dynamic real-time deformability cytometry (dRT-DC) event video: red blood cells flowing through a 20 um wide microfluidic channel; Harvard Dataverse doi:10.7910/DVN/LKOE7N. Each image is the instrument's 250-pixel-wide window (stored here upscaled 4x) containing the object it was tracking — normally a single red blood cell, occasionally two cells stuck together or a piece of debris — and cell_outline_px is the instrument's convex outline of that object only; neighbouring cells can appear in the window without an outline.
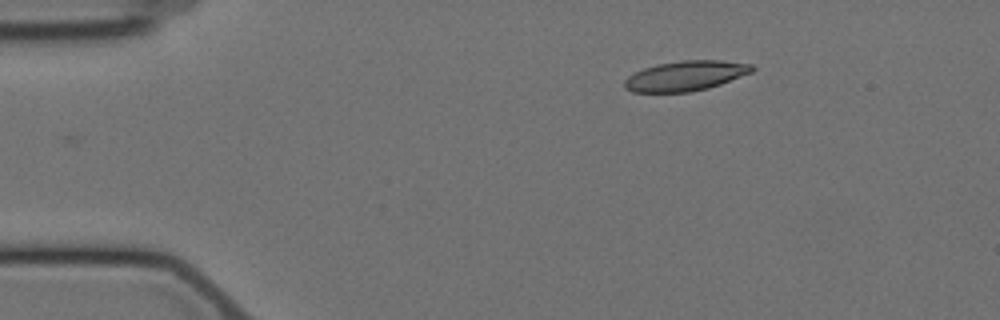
{"species": "Egyptian fruit bat (a non-hibernating species)", "species_latin": "Rousettus aegyptiacus", "temperature_condition": "cold", "stored_images_in_passage": 40, "camera_frame_rate_fps": 3000, "um_per_image_px": 0.085, "animal": {"sex": "female"}, "frame": {"image": 1, "passage_image": 1, "time_ms": 0.0, "image_size_px": [1000, 320], "cell_outline_px": [[756, 68], [752, 72], [720, 84], [708, 88], [692, 92], [632, 92], [624, 88], [624, 80], [628, 76], [644, 68], [656, 64], [680, 60], [720, 60], [752, 64]], "centroid_in_image_um": [58.27, 6.44], "position_along_channel_um": 26.7, "area_um2": 22.37}}
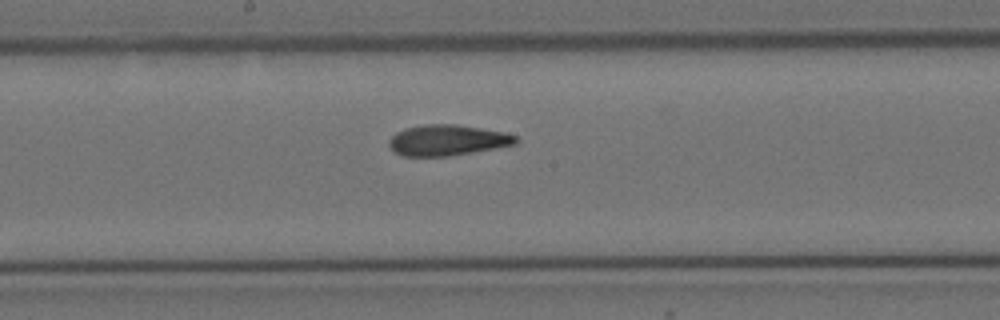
{"frame": {"image": 2, "passage_image": 22, "time_ms": 7.0, "image_size_px": [1000, 320], "cell_outline_px": [[520, 140], [516, 144], [496, 148], [448, 156], [404, 156], [396, 152], [388, 144], [388, 140], [396, 132], [404, 128], [424, 124], [456, 124], [504, 132], [516, 136]], "centroid_in_image_um": [38.03, 11.91], "position_along_channel_um": 210.2, "area_um2": 22.72}}
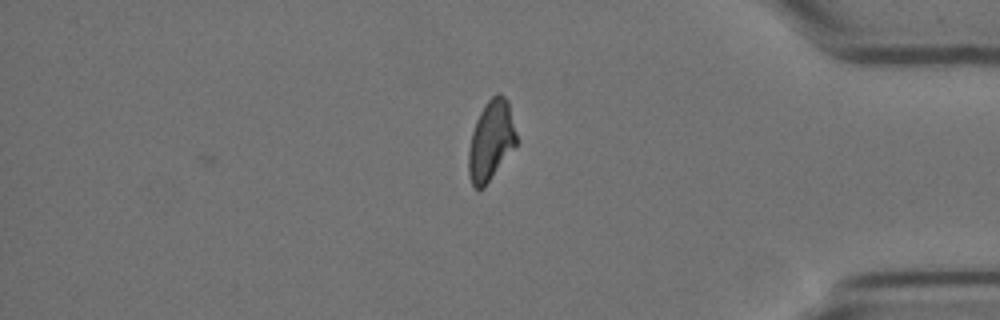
{"frame": {"image": 3, "passage_image": 40, "time_ms": 13.0, "image_size_px": [1000, 320], "cell_outline_px": [[516, 144], [484, 188], [476, 188], [472, 184], [468, 172], [468, 148], [472, 132], [476, 120], [480, 112], [488, 100], [496, 92], [500, 92], [508, 100], [516, 132]], "centroid_in_image_um": [41.72, 11.92], "position_along_channel_um": 393.5, "area_um2": 22.14}, "authors_computed_cell_mechanics": {"area_um2": 22.831, "velocity_mm_per_s": 3.503, "shape_relaxation_time_tau1_ms": null, "shape_relaxation_time_tau2_ms": 3.0057, "deformation_change_tau1": null, "deformation_change_tau2": 0.1034}}